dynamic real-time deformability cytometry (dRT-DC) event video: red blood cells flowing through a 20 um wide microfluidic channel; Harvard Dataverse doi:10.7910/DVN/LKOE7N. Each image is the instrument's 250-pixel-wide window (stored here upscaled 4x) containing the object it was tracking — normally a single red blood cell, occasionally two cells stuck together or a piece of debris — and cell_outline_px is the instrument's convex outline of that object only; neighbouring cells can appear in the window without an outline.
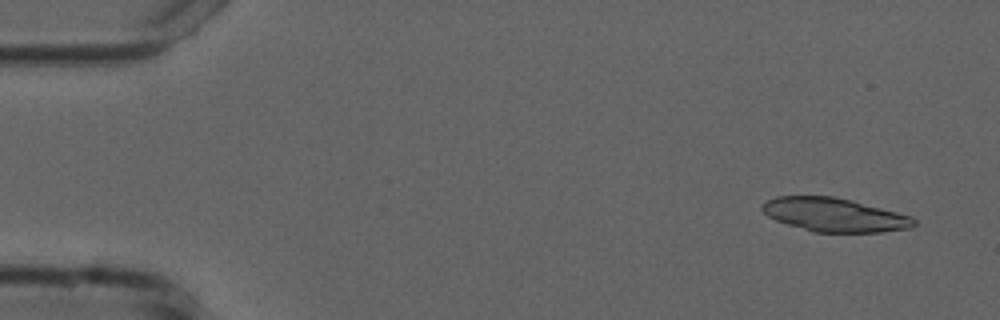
{"species": "common noctule bat (a hibernating species)", "species_latin": "Nyctalus noctula", "temperature_condition": "cold", "stored_images_in_passage": 53, "segment_of_instrument_passage": [1, 2], "camera_frame_rate_fps": 3000, "um_per_image_px": 0.085, "animal": {"sex": "male", "forearm_length_mm": 52.5}, "frame": {"image": 1, "passage_image": 3, "time_ms": 0.667, "image_size_px": [1000, 320], "cell_outline_px": [[916, 224], [912, 228], [880, 232], [812, 232], [776, 220], [768, 216], [760, 208], [760, 204], [764, 200], [776, 196], [832, 196], [912, 216], [916, 220]], "centroid_in_image_um": [70.88, 18.26], "position_along_channel_um": 14.1, "area_um2": 29.65}}